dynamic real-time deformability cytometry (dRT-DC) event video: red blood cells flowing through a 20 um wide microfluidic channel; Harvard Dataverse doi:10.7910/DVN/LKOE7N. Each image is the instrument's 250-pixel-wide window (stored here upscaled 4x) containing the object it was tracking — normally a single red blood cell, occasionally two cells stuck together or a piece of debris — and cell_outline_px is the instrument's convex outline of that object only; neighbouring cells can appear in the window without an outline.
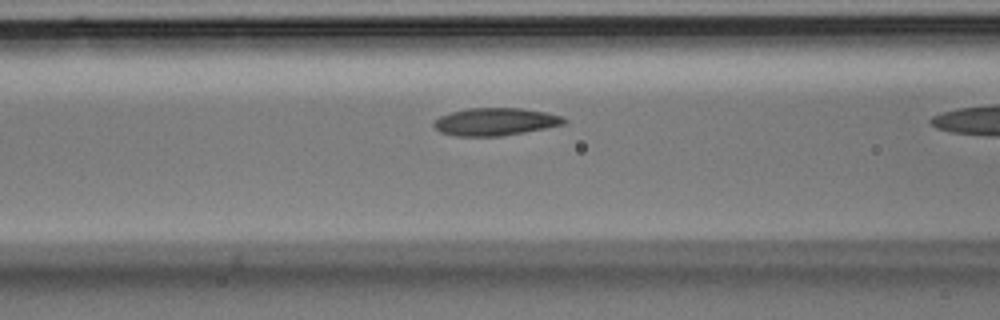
{"species": "Egyptian fruit bat (a non-hibernating species)", "species_latin": "Rousettus aegyptiacus", "temperature_condition": "room temperature", "stored_images_in_passage": 15, "camera_frame_rate_fps": 3000, "um_per_image_px": 0.085, "animal": {"sex": "male"}, "frame": {"image": 1, "passage_image": 13, "time_ms": 4.0, "image_size_px": [1000, 320], "cell_outline_px": [[568, 120], [564, 124], [524, 132], [500, 136], [456, 136], [440, 132], [432, 124], [440, 116], [452, 112], [468, 108], [520, 108], [544, 112], [564, 116]], "centroid_in_image_um": [42.11, 10.34], "position_along_channel_um": 124.5, "area_um2": 20.81}}